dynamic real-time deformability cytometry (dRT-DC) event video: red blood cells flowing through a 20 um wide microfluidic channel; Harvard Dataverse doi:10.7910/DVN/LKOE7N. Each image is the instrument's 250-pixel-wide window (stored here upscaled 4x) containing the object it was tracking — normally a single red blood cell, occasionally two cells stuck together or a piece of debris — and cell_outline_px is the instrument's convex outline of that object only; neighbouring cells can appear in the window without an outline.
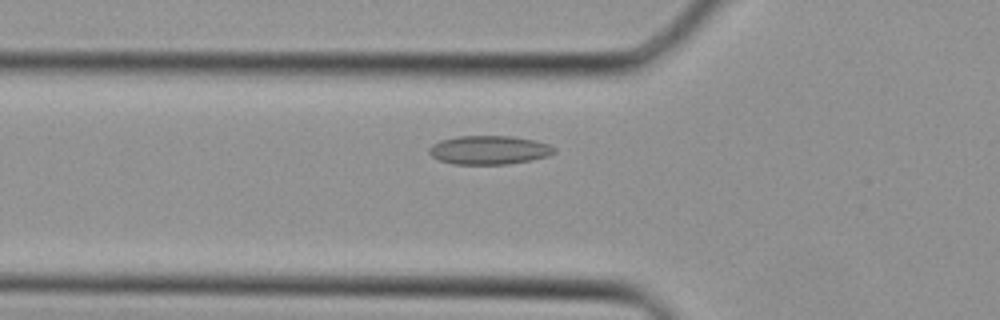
{"species": "Egyptian fruit bat (a non-hibernating species)", "species_latin": "Rousettus aegyptiacus", "temperature_condition": "cold", "stored_images_in_passage": 25, "camera_frame_rate_fps": 3000, "um_per_image_px": 0.085, "animal": {"sex": "female"}, "frame": {"image": 1, "passage_image": 5, "time_ms": 1.333, "image_size_px": [1000, 320], "cell_outline_px": [[556, 152], [548, 156], [532, 160], [508, 164], [452, 164], [440, 160], [432, 156], [428, 152], [428, 148], [432, 144], [440, 140], [456, 136], [512, 136], [536, 140], [548, 144], [556, 148]], "centroid_in_image_um": [41.58, 12.75], "position_along_channel_um": 84.2, "area_um2": 21.15}}
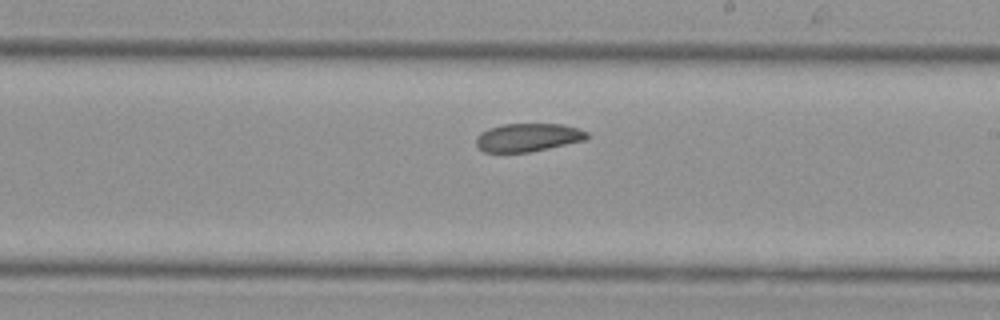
{"frame": {"image": 2, "passage_image": 14, "time_ms": 4.333, "image_size_px": [1000, 320], "cell_outline_px": [[592, 136], [588, 140], [528, 152], [484, 152], [476, 144], [476, 136], [480, 132], [488, 128], [504, 124], [560, 124], [580, 128], [588, 132]], "centroid_in_image_um": [44.93, 11.67], "position_along_channel_um": 244.1, "area_um2": 18.44}}
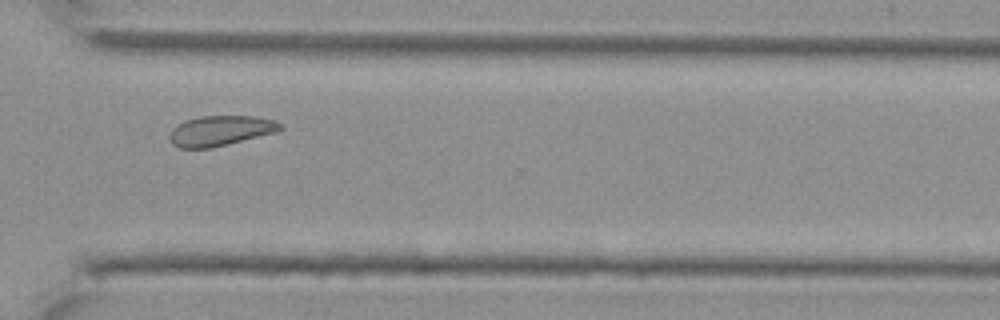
{"frame": {"image": 3, "passage_image": 20, "time_ms": 6.333, "image_size_px": [1000, 320], "cell_outline_px": [[284, 128], [276, 132], [212, 148], [180, 148], [172, 144], [168, 136], [172, 128], [176, 124], [184, 120], [200, 116], [256, 116], [276, 120], [284, 124]], "centroid_in_image_um": [18.74, 11.1], "position_along_channel_um": 351.9, "area_um2": 19.77}}